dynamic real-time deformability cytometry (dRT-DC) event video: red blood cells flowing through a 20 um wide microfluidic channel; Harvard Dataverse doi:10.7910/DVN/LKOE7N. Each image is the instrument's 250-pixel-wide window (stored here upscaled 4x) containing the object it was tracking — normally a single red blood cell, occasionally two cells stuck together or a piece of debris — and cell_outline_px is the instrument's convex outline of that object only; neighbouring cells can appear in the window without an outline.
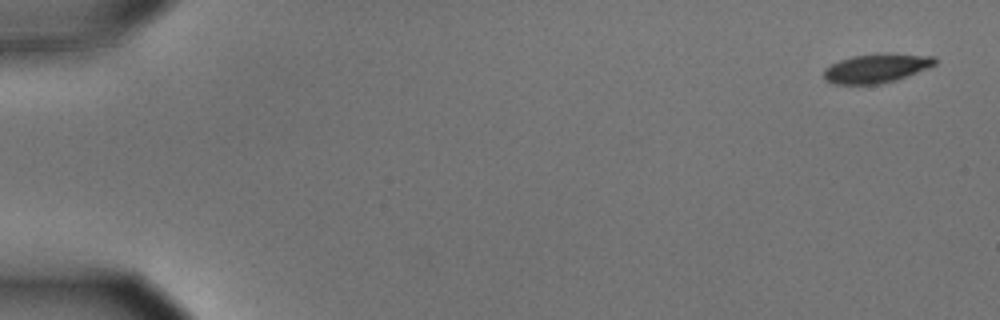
{"species": "common noctule bat (a hibernating species)", "species_latin": "Nyctalus noctula", "temperature_condition": "cold", "stored_images_in_passage": 14, "segment_of_instrument_passage": [2, 2], "camera_frame_rate_fps": 3000, "um_per_image_px": 0.085, "animal": {"sex": "male", "body_mass_g": 15.6}, "frame": {"image": 1, "passage_image": 14, "time_ms": 4.333, "image_size_px": [1000, 320], "cell_outline_px": [[936, 64], [928, 68], [896, 80], [880, 84], [832, 84], [824, 76], [824, 68], [840, 60], [852, 56], [880, 52], [936, 56]], "centroid_in_image_um": [74.52, 5.78], "position_along_channel_um": 10.5, "area_um2": 18.96}}